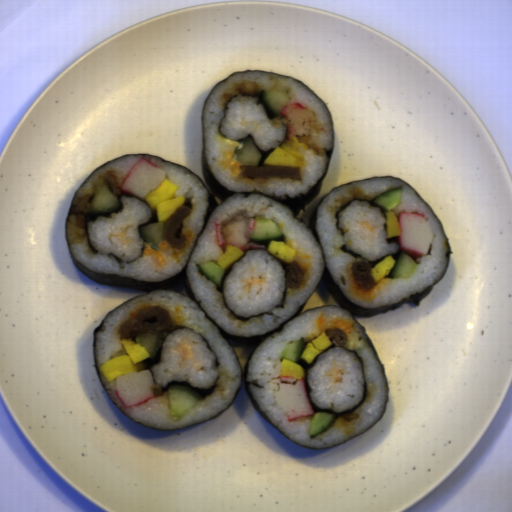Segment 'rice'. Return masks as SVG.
<instances>
[{
    "mask_svg": "<svg viewBox=\"0 0 512 512\" xmlns=\"http://www.w3.org/2000/svg\"><path fill=\"white\" fill-rule=\"evenodd\" d=\"M285 290V273L277 260L262 250H251L233 264L224 284L227 306L241 317L271 312Z\"/></svg>",
    "mask_w": 512,
    "mask_h": 512,
    "instance_id": "a3056103",
    "label": "rice"
},
{
    "mask_svg": "<svg viewBox=\"0 0 512 512\" xmlns=\"http://www.w3.org/2000/svg\"><path fill=\"white\" fill-rule=\"evenodd\" d=\"M159 387L170 381H188L196 387L212 385L218 375L215 354L198 333L188 329L170 332L162 342L160 362L151 367Z\"/></svg>",
    "mask_w": 512,
    "mask_h": 512,
    "instance_id": "0b520998",
    "label": "rice"
},
{
    "mask_svg": "<svg viewBox=\"0 0 512 512\" xmlns=\"http://www.w3.org/2000/svg\"><path fill=\"white\" fill-rule=\"evenodd\" d=\"M332 326L347 330L349 335L348 344L338 347L355 350L359 356L363 357L367 397L353 412L343 415L335 414L337 418L329 429L309 438L312 416L288 422L275 402L274 388L280 378L283 360L280 356L289 342L298 341L301 336L305 338L306 343ZM247 379L253 398L262 412L289 437L312 447L334 445L368 429L382 418L387 395L381 366L363 328L349 312L339 307L329 306L309 310L263 341L250 358ZM314 411L322 410H317L314 406Z\"/></svg>",
    "mask_w": 512,
    "mask_h": 512,
    "instance_id": "8eca5e8b",
    "label": "rice"
},
{
    "mask_svg": "<svg viewBox=\"0 0 512 512\" xmlns=\"http://www.w3.org/2000/svg\"><path fill=\"white\" fill-rule=\"evenodd\" d=\"M221 129L233 141L251 138L258 150L269 152L287 141L289 124L282 113L270 119L257 98L239 96L228 104Z\"/></svg>",
    "mask_w": 512,
    "mask_h": 512,
    "instance_id": "e7b20468",
    "label": "rice"
},
{
    "mask_svg": "<svg viewBox=\"0 0 512 512\" xmlns=\"http://www.w3.org/2000/svg\"><path fill=\"white\" fill-rule=\"evenodd\" d=\"M268 218L277 222L285 235V244L296 250L292 264L304 271L303 284L297 290L286 291L284 308L275 309L273 314L262 315L242 322L225 306L216 285L200 276L195 264L218 259L221 249L215 235L216 218L225 224L233 217ZM279 262L282 265H287ZM324 258L320 246L307 227L296 221L292 212L279 203L262 195H234L218 208L208 222L186 270L187 280L207 314L225 330L236 336L264 334L277 328L293 316L316 287L323 270ZM289 265V264H288Z\"/></svg>",
    "mask_w": 512,
    "mask_h": 512,
    "instance_id": "b023fe2a",
    "label": "rice"
},
{
    "mask_svg": "<svg viewBox=\"0 0 512 512\" xmlns=\"http://www.w3.org/2000/svg\"><path fill=\"white\" fill-rule=\"evenodd\" d=\"M161 305L170 310L178 330L189 329L200 334L210 345L219 359L215 365L217 376L214 389L189 409L179 419L169 417L168 391L161 392V386H153L154 396L131 408H125L114 391L115 379L107 381L100 371L101 378L117 405L126 413L154 427L175 428L189 426L217 415L236 394L240 384L238 361L229 344L216 326L210 323L195 303L181 293L154 291L133 299L112 311L105 320L106 330L98 333L96 346V367L100 368L115 357L126 355V347L118 337L120 324L139 308ZM212 383V384H213Z\"/></svg>",
    "mask_w": 512,
    "mask_h": 512,
    "instance_id": "e3fd555f",
    "label": "rice"
},
{
    "mask_svg": "<svg viewBox=\"0 0 512 512\" xmlns=\"http://www.w3.org/2000/svg\"><path fill=\"white\" fill-rule=\"evenodd\" d=\"M363 383V370L355 353L338 347L319 354L307 373L312 402L336 413L358 405L363 397Z\"/></svg>",
    "mask_w": 512,
    "mask_h": 512,
    "instance_id": "f2f60c81",
    "label": "rice"
},
{
    "mask_svg": "<svg viewBox=\"0 0 512 512\" xmlns=\"http://www.w3.org/2000/svg\"><path fill=\"white\" fill-rule=\"evenodd\" d=\"M400 186L402 187L400 203L393 209L396 217L398 218V215L405 211L421 213L427 217L434 233L432 247L428 254L415 259L418 267L409 279L392 280L388 275L373 290L363 294L350 272L346 270L347 266L394 253L398 249V244L387 243L384 216L379 209L371 207L367 202L354 201L350 207L340 213L339 227L345 229L344 237H341L336 229L334 213L346 200L353 198L371 200L381 193ZM316 234L320 237L336 283L349 300L371 309L427 289L440 278L448 261L445 235L437 217L411 188L390 177L348 184L327 194L316 211ZM343 244H346L348 250L362 255L361 258H353L350 253L338 250Z\"/></svg>",
    "mask_w": 512,
    "mask_h": 512,
    "instance_id": "652b925c",
    "label": "rice"
},
{
    "mask_svg": "<svg viewBox=\"0 0 512 512\" xmlns=\"http://www.w3.org/2000/svg\"><path fill=\"white\" fill-rule=\"evenodd\" d=\"M142 157L162 168L167 174L166 178L178 186L175 196H185V202L191 205V211L182 222L187 244L172 249L163 241L157 252L145 244L140 259L124 264L123 268L107 253L113 252L123 261L137 257L142 243L137 226L156 222V211L153 212L144 201L123 192L124 196L118 197L123 206L118 212L111 213V217L97 216L89 224L91 243L99 250V253L93 254L88 248L83 229L75 226L74 209L78 201L87 194H92L91 203L94 185L104 183L103 176L107 170L115 173L120 185L129 170ZM208 205V190L189 171L146 155L125 156L105 165L87 179L74 197L67 224L69 246L75 259L93 272L118 273L121 278L141 281L164 280L186 265L198 239Z\"/></svg>",
    "mask_w": 512,
    "mask_h": 512,
    "instance_id": "023b6e5f",
    "label": "rice"
},
{
    "mask_svg": "<svg viewBox=\"0 0 512 512\" xmlns=\"http://www.w3.org/2000/svg\"><path fill=\"white\" fill-rule=\"evenodd\" d=\"M265 89L282 90L288 93L291 103L299 102L316 114L318 128L305 143L308 150L299 148L307 160L300 166L302 181L285 177H251L241 172L243 164L231 156L234 149L243 141H233L226 137L221 129L222 119L226 117L227 106L239 96L257 98ZM333 138L329 114L319 98L306 87L294 80L262 72L233 75L221 83L209 97L204 115V150L207 161L221 184L233 191L255 190L266 194L295 196L307 193L322 176L328 161L325 149L331 148ZM262 157L256 167H266L264 160L271 152L259 150ZM246 167V166H244Z\"/></svg>",
    "mask_w": 512,
    "mask_h": 512,
    "instance_id": "acb35da6",
    "label": "rice"
}]
</instances>
